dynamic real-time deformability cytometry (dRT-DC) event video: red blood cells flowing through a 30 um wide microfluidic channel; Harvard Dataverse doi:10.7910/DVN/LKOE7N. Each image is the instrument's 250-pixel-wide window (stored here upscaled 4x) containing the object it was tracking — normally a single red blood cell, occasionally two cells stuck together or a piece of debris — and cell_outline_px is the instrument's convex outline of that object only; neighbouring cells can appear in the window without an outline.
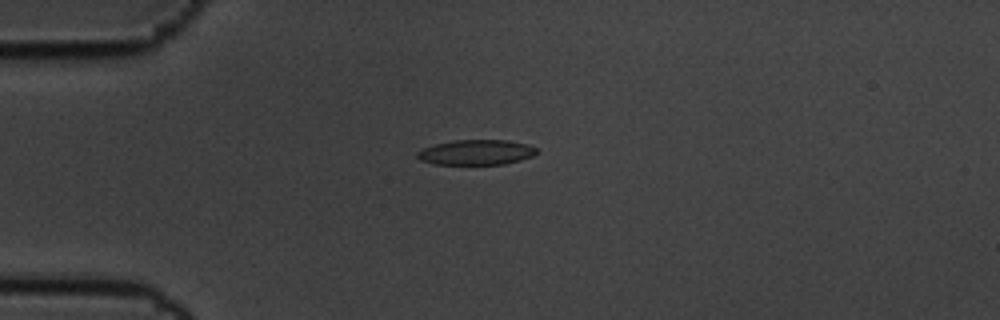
{"species": "common noctule bat (a hibernating species)", "species_latin": "Nyctalus noctula", "temperature_condition": "cold", "stored_images_in_passage": 12, "camera_frame_rate_fps": 3000, "um_per_image_px": 0.085, "animal": {"sex": "male", "body_mass_g": 19.5, "forearm_length_mm": 54.6}, "frame": {"image": 1, "passage_image": 1, "time_ms": 0.0, "image_size_px": [1000, 320], "cell_outline_px": [[536, 152], [532, 156], [520, 160], [504, 164], [432, 164], [420, 160], [416, 156], [416, 152], [424, 148], [436, 144], [456, 140], [508, 140], [528, 144], [536, 148]], "centroid_in_image_um": [40.46, 12.95], "position_along_channel_um": 44.5, "area_um2": 17.4}}
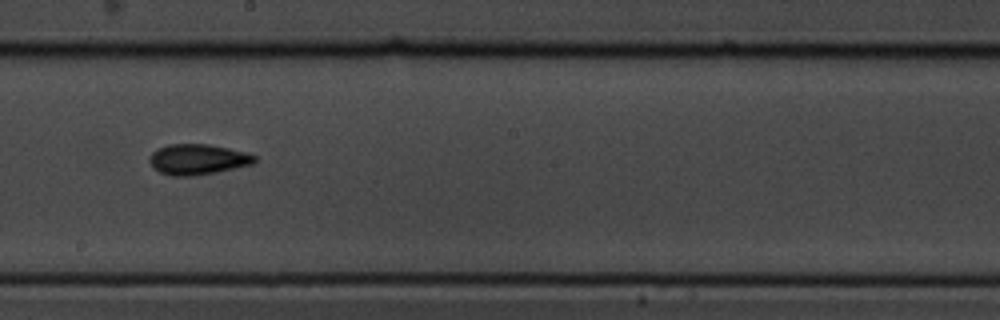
{"frame": {"image": 2, "passage_image": 6, "time_ms": 1.667, "image_size_px": [1000, 320], "cell_outline_px": [[256, 160], [252, 164], [216, 172], [196, 176], [168, 176], [152, 168], [148, 160], [152, 152], [156, 148], [168, 144], [208, 144], [228, 148], [244, 152], [256, 156]], "centroid_in_image_um": [16.74, 13.55], "position_along_channel_um": 231.5, "area_um2": 18.84}}
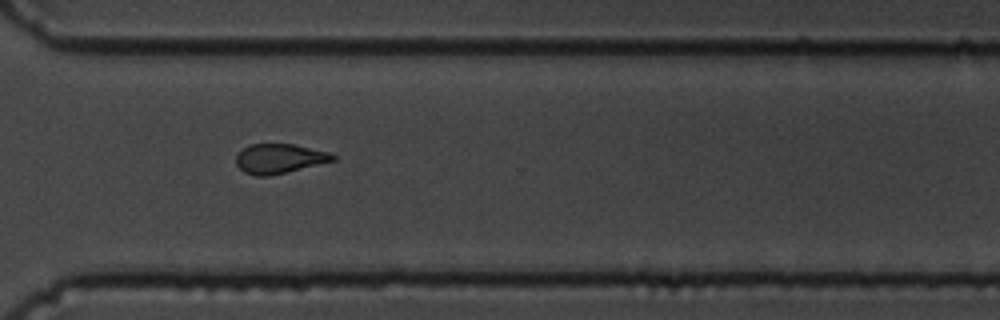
{"frame": {"image": 3, "passage_image": 9, "time_ms": 2.667, "image_size_px": [1000, 320], "cell_outline_px": [[336, 160], [268, 176], [256, 176], [244, 172], [236, 164], [236, 156], [248, 144], [292, 144], [328, 152], [336, 156]], "centroid_in_image_um": [23.72, 13.48], "position_along_channel_um": 346.9, "area_um2": 16.42}}